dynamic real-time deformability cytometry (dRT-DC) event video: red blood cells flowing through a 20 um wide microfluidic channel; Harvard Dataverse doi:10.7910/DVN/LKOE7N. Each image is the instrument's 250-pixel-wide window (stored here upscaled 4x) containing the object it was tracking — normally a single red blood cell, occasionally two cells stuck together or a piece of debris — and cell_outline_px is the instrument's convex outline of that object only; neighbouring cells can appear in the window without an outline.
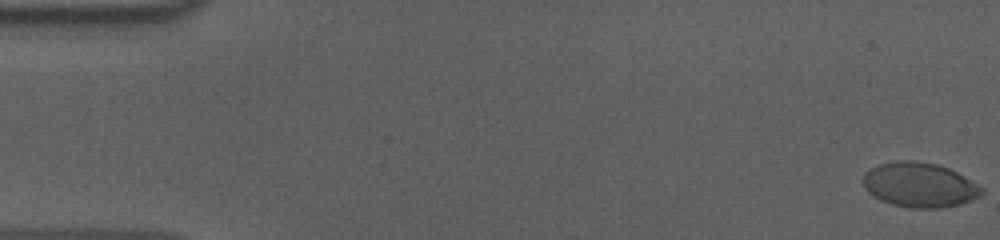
{"species": "human", "species_latin": "Homo sapiens", "temperature_condition": "cold", "stored_images_in_passage": 57, "camera_frame_rate_fps": 3000, "um_per_image_px": 0.085, "donor": {"sex": "male"}, "frame": {"image": 1, "passage_image": 1, "time_ms": 0.0, "image_size_px": [1000, 240], "cell_outline_px": [[984, 192], [980, 196], [972, 200], [960, 204], [940, 208], [908, 208], [892, 204], [880, 200], [872, 196], [864, 188], [860, 180], [864, 172], [880, 164], [896, 160], [916, 160], [936, 164], [948, 168], [956, 172], [984, 188]], "centroid_in_image_um": [78.12, 15.72], "position_along_channel_um": 6.9, "area_um2": 31.21}}
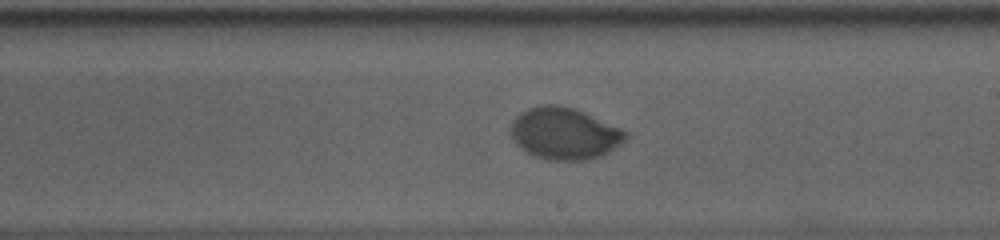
{"frame": {"image": 2, "passage_image": 33, "time_ms": 10.667, "image_size_px": [1000, 240], "cell_outline_px": [[628, 136], [620, 144], [608, 152], [600, 156], [584, 160], [548, 160], [536, 156], [520, 148], [516, 144], [508, 128], [512, 120], [520, 112], [528, 108], [540, 104], [556, 104], [572, 108], [584, 112], [624, 128], [628, 132]], "centroid_in_image_um": [47.96, 11.33], "position_along_channel_um": 241.0, "area_um2": 34.97}}
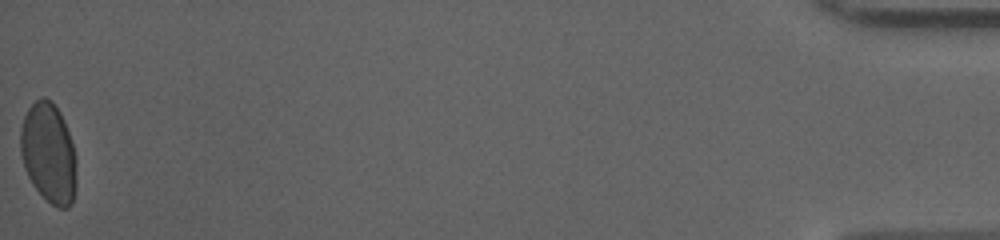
{"frame": {"image": 3, "passage_image": 57, "time_ms": 18.667, "image_size_px": [1000, 240], "cell_outline_px": [[76, 188], [72, 204], [68, 208], [56, 208], [32, 184], [24, 168], [20, 152], [20, 128], [24, 116], [28, 108], [40, 96], [44, 96], [52, 100], [60, 112], [64, 120], [72, 144], [76, 160]], "centroid_in_image_um": [4.13, 12.99], "position_along_channel_um": 431.1, "area_um2": 32.89}, "authors_computed_cell_mechanics": {"area_um2": 32.8882, "velocity_mm_per_s": 3.6254, "shape_relaxation_time_tau1_ms": 7.0157, "shape_relaxation_time_tau2_ms": null, "deformation_change_tau1": 0.1688, "deformation_change_tau2": null}}